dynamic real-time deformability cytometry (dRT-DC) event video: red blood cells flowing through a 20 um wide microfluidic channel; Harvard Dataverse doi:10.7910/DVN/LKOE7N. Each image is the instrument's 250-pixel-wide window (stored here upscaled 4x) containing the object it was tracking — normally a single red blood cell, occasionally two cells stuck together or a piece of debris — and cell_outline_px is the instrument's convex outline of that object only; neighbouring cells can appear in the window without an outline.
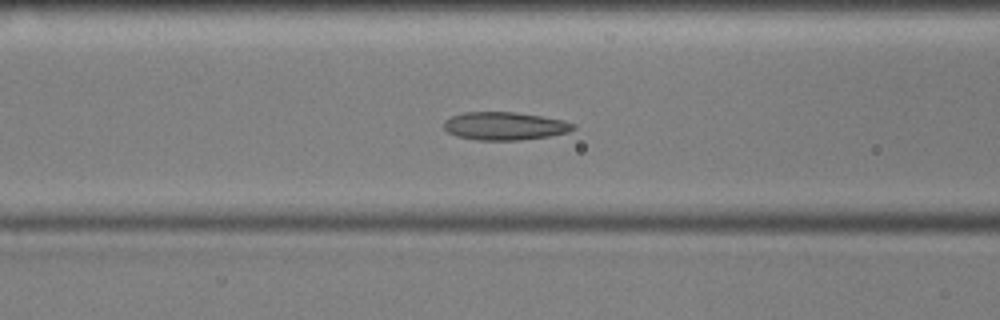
{"species": "common noctule bat (a hibernating species)", "species_latin": "Nyctalus noctula", "temperature_condition": "cold", "stored_images_in_passage": 56, "camera_frame_rate_fps": 3000, "um_per_image_px": 0.085, "animal": {"sex": "male", "body_mass_g": 17.9, "forearm_length_mm": 54.2}, "frame": {"image": 1, "passage_image": 21, "time_ms": 6.667, "image_size_px": [1000, 320], "cell_outline_px": [[576, 128], [568, 132], [548, 136], [520, 140], [476, 140], [456, 136], [448, 132], [444, 128], [444, 120], [452, 116], [464, 112], [516, 112], [564, 120], [576, 124]], "centroid_in_image_um": [42.9, 10.71], "position_along_channel_um": 123.7, "area_um2": 21.15}}
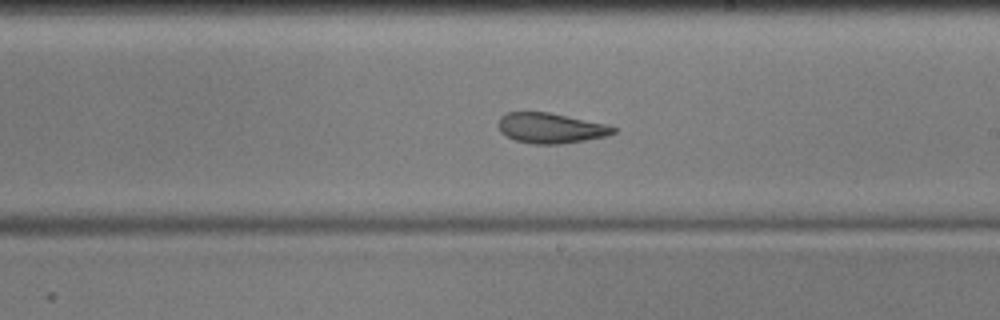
{"frame": {"image": 2, "passage_image": 31, "time_ms": 10.0, "image_size_px": [1000, 320], "cell_outline_px": [[616, 132], [608, 136], [560, 144], [532, 144], [516, 140], [500, 132], [500, 116], [508, 112], [548, 112], [604, 124], [616, 128]], "centroid_in_image_um": [46.81, 10.89], "position_along_channel_um": 242.2, "area_um2": 19.94}}
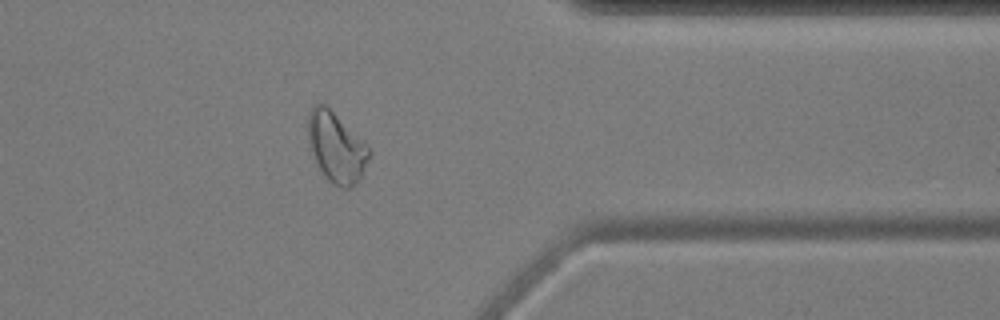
{"frame": {"image": 3, "passage_image": 44, "time_ms": 14.333, "image_size_px": [1000, 320], "cell_outline_px": [[372, 152], [360, 176], [352, 188], [344, 188], [332, 184], [324, 176], [316, 164], [308, 140], [308, 112], [316, 104], [324, 104]], "centroid_in_image_um": [28.54, 12.57], "position_along_channel_um": 382.9, "area_um2": 24.1}, "authors_computed_cell_mechanics": {"area_um2": 22.2819, "velocity_mm_per_s": 3.5556, "shape_relaxation_time_tau1_ms": null, "shape_relaxation_time_tau2_ms": 3.5124, "deformation_change_tau1": null, "deformation_change_tau2": 0.1019}}